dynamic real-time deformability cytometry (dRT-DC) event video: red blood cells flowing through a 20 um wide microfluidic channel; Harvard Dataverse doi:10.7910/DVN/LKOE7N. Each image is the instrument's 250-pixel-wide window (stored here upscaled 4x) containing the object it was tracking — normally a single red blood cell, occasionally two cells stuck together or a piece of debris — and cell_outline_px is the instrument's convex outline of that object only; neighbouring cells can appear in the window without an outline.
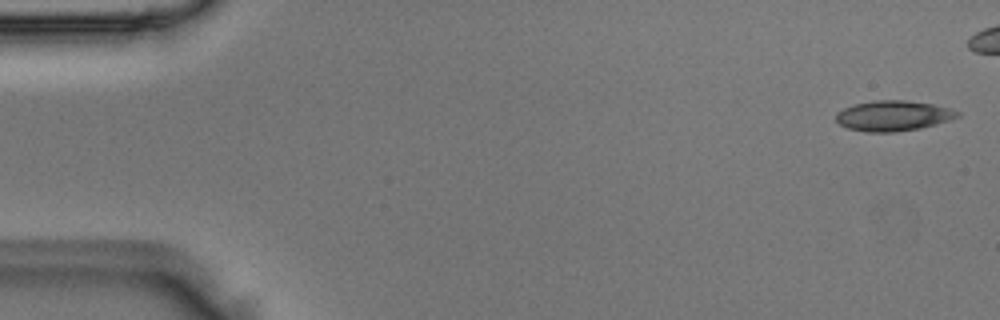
{"species": "Egyptian fruit bat (a non-hibernating species)", "species_latin": "Rousettus aegyptiacus", "temperature_condition": "room temperature", "stored_images_in_passage": 4, "camera_frame_rate_fps": 3000, "um_per_image_px": 0.085, "animal": {"sex": "male"}, "frame": {"image": 1, "passage_image": 1, "time_ms": 0.0, "image_size_px": [1000, 320], "cell_outline_px": [[960, 116], [936, 124], [920, 128], [892, 132], [868, 132], [848, 128], [840, 124], [836, 120], [836, 112], [852, 104], [876, 100], [908, 100], [932, 104], [948, 108], [960, 112]], "centroid_in_image_um": [75.9, 9.83], "position_along_channel_um": 9.1, "area_um2": 21.39}}